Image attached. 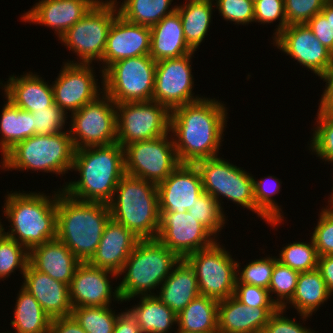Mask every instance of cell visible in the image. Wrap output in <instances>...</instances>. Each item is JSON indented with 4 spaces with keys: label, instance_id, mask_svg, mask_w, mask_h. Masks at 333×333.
<instances>
[{
    "label": "cell",
    "instance_id": "cell-1",
    "mask_svg": "<svg viewBox=\"0 0 333 333\" xmlns=\"http://www.w3.org/2000/svg\"><path fill=\"white\" fill-rule=\"evenodd\" d=\"M222 102L204 95L171 111L170 132L180 164L219 156L229 109Z\"/></svg>",
    "mask_w": 333,
    "mask_h": 333
},
{
    "label": "cell",
    "instance_id": "cell-2",
    "mask_svg": "<svg viewBox=\"0 0 333 333\" xmlns=\"http://www.w3.org/2000/svg\"><path fill=\"white\" fill-rule=\"evenodd\" d=\"M72 171L80 177L64 182V193L79 201L109 204L125 175L124 148L115 142L77 149Z\"/></svg>",
    "mask_w": 333,
    "mask_h": 333
},
{
    "label": "cell",
    "instance_id": "cell-3",
    "mask_svg": "<svg viewBox=\"0 0 333 333\" xmlns=\"http://www.w3.org/2000/svg\"><path fill=\"white\" fill-rule=\"evenodd\" d=\"M55 190L50 196L39 191H7L2 209L10 229L4 235L28 251L56 239L57 196L62 189Z\"/></svg>",
    "mask_w": 333,
    "mask_h": 333
},
{
    "label": "cell",
    "instance_id": "cell-4",
    "mask_svg": "<svg viewBox=\"0 0 333 333\" xmlns=\"http://www.w3.org/2000/svg\"><path fill=\"white\" fill-rule=\"evenodd\" d=\"M110 218L109 204L75 200L61 190L57 196L56 239L80 262H88Z\"/></svg>",
    "mask_w": 333,
    "mask_h": 333
},
{
    "label": "cell",
    "instance_id": "cell-5",
    "mask_svg": "<svg viewBox=\"0 0 333 333\" xmlns=\"http://www.w3.org/2000/svg\"><path fill=\"white\" fill-rule=\"evenodd\" d=\"M111 218L138 239H156L160 223L157 185L125 174L109 203Z\"/></svg>",
    "mask_w": 333,
    "mask_h": 333
},
{
    "label": "cell",
    "instance_id": "cell-6",
    "mask_svg": "<svg viewBox=\"0 0 333 333\" xmlns=\"http://www.w3.org/2000/svg\"><path fill=\"white\" fill-rule=\"evenodd\" d=\"M180 258L158 239L139 240L125 261L117 285L121 300L135 296L155 295L164 280L170 275ZM154 292V293H153Z\"/></svg>",
    "mask_w": 333,
    "mask_h": 333
},
{
    "label": "cell",
    "instance_id": "cell-7",
    "mask_svg": "<svg viewBox=\"0 0 333 333\" xmlns=\"http://www.w3.org/2000/svg\"><path fill=\"white\" fill-rule=\"evenodd\" d=\"M75 148L67 130L53 135H33L17 143L3 157L4 171H36L57 176L72 172Z\"/></svg>",
    "mask_w": 333,
    "mask_h": 333
},
{
    "label": "cell",
    "instance_id": "cell-8",
    "mask_svg": "<svg viewBox=\"0 0 333 333\" xmlns=\"http://www.w3.org/2000/svg\"><path fill=\"white\" fill-rule=\"evenodd\" d=\"M198 169L203 191L213 196L223 206L226 198L235 205L247 208L257 217L264 220L270 227L282 225V222H270L255 206L254 188L252 174L243 167L230 163L227 159L217 156L213 158L198 160L194 163ZM241 205V206H240Z\"/></svg>",
    "mask_w": 333,
    "mask_h": 333
},
{
    "label": "cell",
    "instance_id": "cell-9",
    "mask_svg": "<svg viewBox=\"0 0 333 333\" xmlns=\"http://www.w3.org/2000/svg\"><path fill=\"white\" fill-rule=\"evenodd\" d=\"M118 14L114 0H99L88 13L68 28L58 40L77 56V61L68 59L67 62L100 64L109 29Z\"/></svg>",
    "mask_w": 333,
    "mask_h": 333
},
{
    "label": "cell",
    "instance_id": "cell-10",
    "mask_svg": "<svg viewBox=\"0 0 333 333\" xmlns=\"http://www.w3.org/2000/svg\"><path fill=\"white\" fill-rule=\"evenodd\" d=\"M156 61L149 55L125 58L103 72L104 92L115 104L151 101Z\"/></svg>",
    "mask_w": 333,
    "mask_h": 333
},
{
    "label": "cell",
    "instance_id": "cell-11",
    "mask_svg": "<svg viewBox=\"0 0 333 333\" xmlns=\"http://www.w3.org/2000/svg\"><path fill=\"white\" fill-rule=\"evenodd\" d=\"M217 240L185 258L195 271L199 292L217 301L234 296L237 261Z\"/></svg>",
    "mask_w": 333,
    "mask_h": 333
},
{
    "label": "cell",
    "instance_id": "cell-12",
    "mask_svg": "<svg viewBox=\"0 0 333 333\" xmlns=\"http://www.w3.org/2000/svg\"><path fill=\"white\" fill-rule=\"evenodd\" d=\"M69 116V133L75 150L117 142L116 104L103 92Z\"/></svg>",
    "mask_w": 333,
    "mask_h": 333
},
{
    "label": "cell",
    "instance_id": "cell-13",
    "mask_svg": "<svg viewBox=\"0 0 333 333\" xmlns=\"http://www.w3.org/2000/svg\"><path fill=\"white\" fill-rule=\"evenodd\" d=\"M125 174L156 185L163 182L179 165L171 133L124 147Z\"/></svg>",
    "mask_w": 333,
    "mask_h": 333
},
{
    "label": "cell",
    "instance_id": "cell-14",
    "mask_svg": "<svg viewBox=\"0 0 333 333\" xmlns=\"http://www.w3.org/2000/svg\"><path fill=\"white\" fill-rule=\"evenodd\" d=\"M171 111L157 101L116 104L117 143L154 139L170 132Z\"/></svg>",
    "mask_w": 333,
    "mask_h": 333
},
{
    "label": "cell",
    "instance_id": "cell-15",
    "mask_svg": "<svg viewBox=\"0 0 333 333\" xmlns=\"http://www.w3.org/2000/svg\"><path fill=\"white\" fill-rule=\"evenodd\" d=\"M195 52L156 62L152 100L166 106L170 111L204 98L194 95L192 57Z\"/></svg>",
    "mask_w": 333,
    "mask_h": 333
},
{
    "label": "cell",
    "instance_id": "cell-16",
    "mask_svg": "<svg viewBox=\"0 0 333 333\" xmlns=\"http://www.w3.org/2000/svg\"><path fill=\"white\" fill-rule=\"evenodd\" d=\"M93 64L63 62L59 74L52 81L54 103L66 114L77 112L85 104L104 92L95 75ZM97 78V79H96ZM69 111V112H68Z\"/></svg>",
    "mask_w": 333,
    "mask_h": 333
},
{
    "label": "cell",
    "instance_id": "cell-17",
    "mask_svg": "<svg viewBox=\"0 0 333 333\" xmlns=\"http://www.w3.org/2000/svg\"><path fill=\"white\" fill-rule=\"evenodd\" d=\"M180 259L213 245L216 238L205 226L196 221L189 211L160 212L157 238Z\"/></svg>",
    "mask_w": 333,
    "mask_h": 333
},
{
    "label": "cell",
    "instance_id": "cell-18",
    "mask_svg": "<svg viewBox=\"0 0 333 333\" xmlns=\"http://www.w3.org/2000/svg\"><path fill=\"white\" fill-rule=\"evenodd\" d=\"M271 42L320 79L327 75L333 53L321 44L307 24L288 25Z\"/></svg>",
    "mask_w": 333,
    "mask_h": 333
},
{
    "label": "cell",
    "instance_id": "cell-19",
    "mask_svg": "<svg viewBox=\"0 0 333 333\" xmlns=\"http://www.w3.org/2000/svg\"><path fill=\"white\" fill-rule=\"evenodd\" d=\"M111 278L117 281L118 274L81 262L69 284L72 307L112 306V300L122 304L118 286L113 287Z\"/></svg>",
    "mask_w": 333,
    "mask_h": 333
},
{
    "label": "cell",
    "instance_id": "cell-20",
    "mask_svg": "<svg viewBox=\"0 0 333 333\" xmlns=\"http://www.w3.org/2000/svg\"><path fill=\"white\" fill-rule=\"evenodd\" d=\"M150 44V27L129 22L118 14L109 29L103 59L99 64L101 85L103 72L111 64L125 58L149 55Z\"/></svg>",
    "mask_w": 333,
    "mask_h": 333
},
{
    "label": "cell",
    "instance_id": "cell-21",
    "mask_svg": "<svg viewBox=\"0 0 333 333\" xmlns=\"http://www.w3.org/2000/svg\"><path fill=\"white\" fill-rule=\"evenodd\" d=\"M159 212H186L204 192L194 164H180L157 185Z\"/></svg>",
    "mask_w": 333,
    "mask_h": 333
},
{
    "label": "cell",
    "instance_id": "cell-22",
    "mask_svg": "<svg viewBox=\"0 0 333 333\" xmlns=\"http://www.w3.org/2000/svg\"><path fill=\"white\" fill-rule=\"evenodd\" d=\"M99 0H39L20 19L50 27L57 38L79 21Z\"/></svg>",
    "mask_w": 333,
    "mask_h": 333
},
{
    "label": "cell",
    "instance_id": "cell-23",
    "mask_svg": "<svg viewBox=\"0 0 333 333\" xmlns=\"http://www.w3.org/2000/svg\"><path fill=\"white\" fill-rule=\"evenodd\" d=\"M22 287L27 290L51 317H64L72 313L69 286L49 275L39 272L29 263L22 277Z\"/></svg>",
    "mask_w": 333,
    "mask_h": 333
},
{
    "label": "cell",
    "instance_id": "cell-24",
    "mask_svg": "<svg viewBox=\"0 0 333 333\" xmlns=\"http://www.w3.org/2000/svg\"><path fill=\"white\" fill-rule=\"evenodd\" d=\"M39 73L23 72L19 76L10 75L8 80H0V88L4 90V97L15 106L28 112H34L54 104L52 84L46 82Z\"/></svg>",
    "mask_w": 333,
    "mask_h": 333
},
{
    "label": "cell",
    "instance_id": "cell-25",
    "mask_svg": "<svg viewBox=\"0 0 333 333\" xmlns=\"http://www.w3.org/2000/svg\"><path fill=\"white\" fill-rule=\"evenodd\" d=\"M139 240L121 223L110 218L96 252L88 263L118 274Z\"/></svg>",
    "mask_w": 333,
    "mask_h": 333
},
{
    "label": "cell",
    "instance_id": "cell-26",
    "mask_svg": "<svg viewBox=\"0 0 333 333\" xmlns=\"http://www.w3.org/2000/svg\"><path fill=\"white\" fill-rule=\"evenodd\" d=\"M278 307L242 304L234 296L218 302V333H261Z\"/></svg>",
    "mask_w": 333,
    "mask_h": 333
},
{
    "label": "cell",
    "instance_id": "cell-27",
    "mask_svg": "<svg viewBox=\"0 0 333 333\" xmlns=\"http://www.w3.org/2000/svg\"><path fill=\"white\" fill-rule=\"evenodd\" d=\"M80 263L79 259L58 239L29 250V264L33 268L68 286Z\"/></svg>",
    "mask_w": 333,
    "mask_h": 333
},
{
    "label": "cell",
    "instance_id": "cell-28",
    "mask_svg": "<svg viewBox=\"0 0 333 333\" xmlns=\"http://www.w3.org/2000/svg\"><path fill=\"white\" fill-rule=\"evenodd\" d=\"M155 295L178 315L201 295L194 269L185 259H180Z\"/></svg>",
    "mask_w": 333,
    "mask_h": 333
},
{
    "label": "cell",
    "instance_id": "cell-29",
    "mask_svg": "<svg viewBox=\"0 0 333 333\" xmlns=\"http://www.w3.org/2000/svg\"><path fill=\"white\" fill-rule=\"evenodd\" d=\"M151 44L149 56L156 62L184 56L194 51L188 46L183 25L177 10L150 27Z\"/></svg>",
    "mask_w": 333,
    "mask_h": 333
},
{
    "label": "cell",
    "instance_id": "cell-30",
    "mask_svg": "<svg viewBox=\"0 0 333 333\" xmlns=\"http://www.w3.org/2000/svg\"><path fill=\"white\" fill-rule=\"evenodd\" d=\"M331 296L324 279L317 269L301 272L297 279L295 293L287 303L288 305H285L283 309L295 308L299 317L301 316L299 320L301 319L305 323L304 321H307L313 313L315 314L319 307H322Z\"/></svg>",
    "mask_w": 333,
    "mask_h": 333
},
{
    "label": "cell",
    "instance_id": "cell-31",
    "mask_svg": "<svg viewBox=\"0 0 333 333\" xmlns=\"http://www.w3.org/2000/svg\"><path fill=\"white\" fill-rule=\"evenodd\" d=\"M135 298H139V302L137 305H132L129 310L136 317L141 333H172L175 331L172 326H177V315L156 295L135 296L125 302H130Z\"/></svg>",
    "mask_w": 333,
    "mask_h": 333
},
{
    "label": "cell",
    "instance_id": "cell-32",
    "mask_svg": "<svg viewBox=\"0 0 333 333\" xmlns=\"http://www.w3.org/2000/svg\"><path fill=\"white\" fill-rule=\"evenodd\" d=\"M182 25L183 34L188 46L195 52L199 49L213 20V0H185L183 4H177Z\"/></svg>",
    "mask_w": 333,
    "mask_h": 333
},
{
    "label": "cell",
    "instance_id": "cell-33",
    "mask_svg": "<svg viewBox=\"0 0 333 333\" xmlns=\"http://www.w3.org/2000/svg\"><path fill=\"white\" fill-rule=\"evenodd\" d=\"M0 114V150L3 157L17 143L33 136V115L6 97Z\"/></svg>",
    "mask_w": 333,
    "mask_h": 333
},
{
    "label": "cell",
    "instance_id": "cell-34",
    "mask_svg": "<svg viewBox=\"0 0 333 333\" xmlns=\"http://www.w3.org/2000/svg\"><path fill=\"white\" fill-rule=\"evenodd\" d=\"M218 302L198 296L177 315L176 327L187 332L218 333Z\"/></svg>",
    "mask_w": 333,
    "mask_h": 333
},
{
    "label": "cell",
    "instance_id": "cell-35",
    "mask_svg": "<svg viewBox=\"0 0 333 333\" xmlns=\"http://www.w3.org/2000/svg\"><path fill=\"white\" fill-rule=\"evenodd\" d=\"M20 288L10 322L12 333H49L52 318L27 290Z\"/></svg>",
    "mask_w": 333,
    "mask_h": 333
},
{
    "label": "cell",
    "instance_id": "cell-36",
    "mask_svg": "<svg viewBox=\"0 0 333 333\" xmlns=\"http://www.w3.org/2000/svg\"><path fill=\"white\" fill-rule=\"evenodd\" d=\"M174 0H114L119 15L125 20L152 27L162 20L165 16L176 10ZM175 5V6H174ZM171 7V8H170Z\"/></svg>",
    "mask_w": 333,
    "mask_h": 333
},
{
    "label": "cell",
    "instance_id": "cell-37",
    "mask_svg": "<svg viewBox=\"0 0 333 333\" xmlns=\"http://www.w3.org/2000/svg\"><path fill=\"white\" fill-rule=\"evenodd\" d=\"M252 178L256 208L270 222H284L285 213L282 210L283 208H281L282 205H278L274 198L281 191V179L272 175H268L260 180L256 179L255 176H252Z\"/></svg>",
    "mask_w": 333,
    "mask_h": 333
},
{
    "label": "cell",
    "instance_id": "cell-38",
    "mask_svg": "<svg viewBox=\"0 0 333 333\" xmlns=\"http://www.w3.org/2000/svg\"><path fill=\"white\" fill-rule=\"evenodd\" d=\"M111 306L74 307L71 315L87 333H113L118 314Z\"/></svg>",
    "mask_w": 333,
    "mask_h": 333
},
{
    "label": "cell",
    "instance_id": "cell-39",
    "mask_svg": "<svg viewBox=\"0 0 333 333\" xmlns=\"http://www.w3.org/2000/svg\"><path fill=\"white\" fill-rule=\"evenodd\" d=\"M281 248L278 261L301 273L317 269L319 255L312 238L307 241H292Z\"/></svg>",
    "mask_w": 333,
    "mask_h": 333
},
{
    "label": "cell",
    "instance_id": "cell-40",
    "mask_svg": "<svg viewBox=\"0 0 333 333\" xmlns=\"http://www.w3.org/2000/svg\"><path fill=\"white\" fill-rule=\"evenodd\" d=\"M188 211L191 216L196 218V221L205 226L216 238L228 221L224 208L213 196L206 192L198 197Z\"/></svg>",
    "mask_w": 333,
    "mask_h": 333
},
{
    "label": "cell",
    "instance_id": "cell-41",
    "mask_svg": "<svg viewBox=\"0 0 333 333\" xmlns=\"http://www.w3.org/2000/svg\"><path fill=\"white\" fill-rule=\"evenodd\" d=\"M298 276L299 272L283 265L278 260L275 262L268 291L270 298L278 308H283L292 299Z\"/></svg>",
    "mask_w": 333,
    "mask_h": 333
},
{
    "label": "cell",
    "instance_id": "cell-42",
    "mask_svg": "<svg viewBox=\"0 0 333 333\" xmlns=\"http://www.w3.org/2000/svg\"><path fill=\"white\" fill-rule=\"evenodd\" d=\"M29 263V251L20 243L4 235L0 239V280L10 278L17 269L23 277Z\"/></svg>",
    "mask_w": 333,
    "mask_h": 333
},
{
    "label": "cell",
    "instance_id": "cell-43",
    "mask_svg": "<svg viewBox=\"0 0 333 333\" xmlns=\"http://www.w3.org/2000/svg\"><path fill=\"white\" fill-rule=\"evenodd\" d=\"M316 122L311 129L310 144L308 142V150L311 154L328 164H333V119L324 117L318 110Z\"/></svg>",
    "mask_w": 333,
    "mask_h": 333
},
{
    "label": "cell",
    "instance_id": "cell-44",
    "mask_svg": "<svg viewBox=\"0 0 333 333\" xmlns=\"http://www.w3.org/2000/svg\"><path fill=\"white\" fill-rule=\"evenodd\" d=\"M277 256L267 255L252 260L248 264L241 267V263L237 261V281L236 283H245L254 285L264 289L270 286V280L274 269ZM241 267V268H240Z\"/></svg>",
    "mask_w": 333,
    "mask_h": 333
},
{
    "label": "cell",
    "instance_id": "cell-45",
    "mask_svg": "<svg viewBox=\"0 0 333 333\" xmlns=\"http://www.w3.org/2000/svg\"><path fill=\"white\" fill-rule=\"evenodd\" d=\"M328 205L318 214L312 238L319 256L333 255V199L328 196Z\"/></svg>",
    "mask_w": 333,
    "mask_h": 333
},
{
    "label": "cell",
    "instance_id": "cell-46",
    "mask_svg": "<svg viewBox=\"0 0 333 333\" xmlns=\"http://www.w3.org/2000/svg\"><path fill=\"white\" fill-rule=\"evenodd\" d=\"M33 115V135H53L65 131L68 115L55 103L46 109L31 112ZM67 118V119H66Z\"/></svg>",
    "mask_w": 333,
    "mask_h": 333
},
{
    "label": "cell",
    "instance_id": "cell-47",
    "mask_svg": "<svg viewBox=\"0 0 333 333\" xmlns=\"http://www.w3.org/2000/svg\"><path fill=\"white\" fill-rule=\"evenodd\" d=\"M222 18L235 25H249L254 23L253 0H213ZM216 1V2H215Z\"/></svg>",
    "mask_w": 333,
    "mask_h": 333
},
{
    "label": "cell",
    "instance_id": "cell-48",
    "mask_svg": "<svg viewBox=\"0 0 333 333\" xmlns=\"http://www.w3.org/2000/svg\"><path fill=\"white\" fill-rule=\"evenodd\" d=\"M254 9V23L270 25L278 21L272 39L287 27L284 0H255Z\"/></svg>",
    "mask_w": 333,
    "mask_h": 333
},
{
    "label": "cell",
    "instance_id": "cell-49",
    "mask_svg": "<svg viewBox=\"0 0 333 333\" xmlns=\"http://www.w3.org/2000/svg\"><path fill=\"white\" fill-rule=\"evenodd\" d=\"M328 0H284L285 17L288 25L306 24L320 13Z\"/></svg>",
    "mask_w": 333,
    "mask_h": 333
},
{
    "label": "cell",
    "instance_id": "cell-50",
    "mask_svg": "<svg viewBox=\"0 0 333 333\" xmlns=\"http://www.w3.org/2000/svg\"><path fill=\"white\" fill-rule=\"evenodd\" d=\"M234 297L242 304L255 307H277L269 295L268 289L249 285L245 283H236Z\"/></svg>",
    "mask_w": 333,
    "mask_h": 333
},
{
    "label": "cell",
    "instance_id": "cell-51",
    "mask_svg": "<svg viewBox=\"0 0 333 333\" xmlns=\"http://www.w3.org/2000/svg\"><path fill=\"white\" fill-rule=\"evenodd\" d=\"M287 310L278 308L269 318L268 323L261 333H318L311 328L298 323L295 317L288 318L285 313Z\"/></svg>",
    "mask_w": 333,
    "mask_h": 333
},
{
    "label": "cell",
    "instance_id": "cell-52",
    "mask_svg": "<svg viewBox=\"0 0 333 333\" xmlns=\"http://www.w3.org/2000/svg\"><path fill=\"white\" fill-rule=\"evenodd\" d=\"M306 24L321 44L333 53V30L325 16L320 12Z\"/></svg>",
    "mask_w": 333,
    "mask_h": 333
},
{
    "label": "cell",
    "instance_id": "cell-53",
    "mask_svg": "<svg viewBox=\"0 0 333 333\" xmlns=\"http://www.w3.org/2000/svg\"><path fill=\"white\" fill-rule=\"evenodd\" d=\"M49 333H87L72 315L51 319Z\"/></svg>",
    "mask_w": 333,
    "mask_h": 333
},
{
    "label": "cell",
    "instance_id": "cell-54",
    "mask_svg": "<svg viewBox=\"0 0 333 333\" xmlns=\"http://www.w3.org/2000/svg\"><path fill=\"white\" fill-rule=\"evenodd\" d=\"M119 312L113 333H141L136 317L128 308Z\"/></svg>",
    "mask_w": 333,
    "mask_h": 333
},
{
    "label": "cell",
    "instance_id": "cell-55",
    "mask_svg": "<svg viewBox=\"0 0 333 333\" xmlns=\"http://www.w3.org/2000/svg\"><path fill=\"white\" fill-rule=\"evenodd\" d=\"M317 270L324 279L328 291L333 296V255L319 256Z\"/></svg>",
    "mask_w": 333,
    "mask_h": 333
},
{
    "label": "cell",
    "instance_id": "cell-56",
    "mask_svg": "<svg viewBox=\"0 0 333 333\" xmlns=\"http://www.w3.org/2000/svg\"><path fill=\"white\" fill-rule=\"evenodd\" d=\"M319 99L318 111L324 116L333 119V90H322Z\"/></svg>",
    "mask_w": 333,
    "mask_h": 333
},
{
    "label": "cell",
    "instance_id": "cell-57",
    "mask_svg": "<svg viewBox=\"0 0 333 333\" xmlns=\"http://www.w3.org/2000/svg\"><path fill=\"white\" fill-rule=\"evenodd\" d=\"M321 13L325 16L327 21L330 22V26L332 27L333 30V0H328L325 3Z\"/></svg>",
    "mask_w": 333,
    "mask_h": 333
},
{
    "label": "cell",
    "instance_id": "cell-58",
    "mask_svg": "<svg viewBox=\"0 0 333 333\" xmlns=\"http://www.w3.org/2000/svg\"><path fill=\"white\" fill-rule=\"evenodd\" d=\"M321 80L326 82L324 90H333V61L330 65L327 75L324 78H322Z\"/></svg>",
    "mask_w": 333,
    "mask_h": 333
},
{
    "label": "cell",
    "instance_id": "cell-59",
    "mask_svg": "<svg viewBox=\"0 0 333 333\" xmlns=\"http://www.w3.org/2000/svg\"><path fill=\"white\" fill-rule=\"evenodd\" d=\"M5 224H2L1 220H0V239L4 236V232H5V227H3Z\"/></svg>",
    "mask_w": 333,
    "mask_h": 333
},
{
    "label": "cell",
    "instance_id": "cell-60",
    "mask_svg": "<svg viewBox=\"0 0 333 333\" xmlns=\"http://www.w3.org/2000/svg\"><path fill=\"white\" fill-rule=\"evenodd\" d=\"M175 329L177 330H175V333H195V332H187V331H183V330H181V329H179V328H177V327H175Z\"/></svg>",
    "mask_w": 333,
    "mask_h": 333
},
{
    "label": "cell",
    "instance_id": "cell-61",
    "mask_svg": "<svg viewBox=\"0 0 333 333\" xmlns=\"http://www.w3.org/2000/svg\"><path fill=\"white\" fill-rule=\"evenodd\" d=\"M333 185V184H332ZM331 194L329 195L330 196V198H332L333 199V186H332V190H331V192H330Z\"/></svg>",
    "mask_w": 333,
    "mask_h": 333
}]
</instances>
